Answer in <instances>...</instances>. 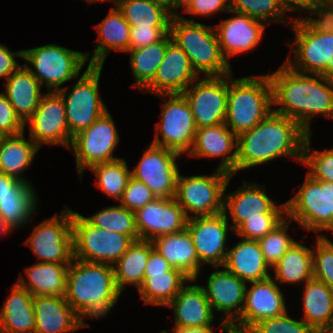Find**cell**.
Here are the masks:
<instances>
[{
	"label": "cell",
	"instance_id": "cell-1",
	"mask_svg": "<svg viewBox=\"0 0 333 333\" xmlns=\"http://www.w3.org/2000/svg\"><path fill=\"white\" fill-rule=\"evenodd\" d=\"M274 112L296 121L308 134L317 114L333 119V80L325 75L302 74L285 63L268 73Z\"/></svg>",
	"mask_w": 333,
	"mask_h": 333
},
{
	"label": "cell",
	"instance_id": "cell-2",
	"mask_svg": "<svg viewBox=\"0 0 333 333\" xmlns=\"http://www.w3.org/2000/svg\"><path fill=\"white\" fill-rule=\"evenodd\" d=\"M307 135L296 121L272 110L251 130L237 136L235 174L283 156L302 163Z\"/></svg>",
	"mask_w": 333,
	"mask_h": 333
},
{
	"label": "cell",
	"instance_id": "cell-3",
	"mask_svg": "<svg viewBox=\"0 0 333 333\" xmlns=\"http://www.w3.org/2000/svg\"><path fill=\"white\" fill-rule=\"evenodd\" d=\"M121 293L112 265L73 259L68 266L65 298L83 320L105 317Z\"/></svg>",
	"mask_w": 333,
	"mask_h": 333
},
{
	"label": "cell",
	"instance_id": "cell-4",
	"mask_svg": "<svg viewBox=\"0 0 333 333\" xmlns=\"http://www.w3.org/2000/svg\"><path fill=\"white\" fill-rule=\"evenodd\" d=\"M272 106L268 73L238 79L229 74L225 124L236 136L256 126L273 110Z\"/></svg>",
	"mask_w": 333,
	"mask_h": 333
},
{
	"label": "cell",
	"instance_id": "cell-5",
	"mask_svg": "<svg viewBox=\"0 0 333 333\" xmlns=\"http://www.w3.org/2000/svg\"><path fill=\"white\" fill-rule=\"evenodd\" d=\"M169 33L189 57L199 76H225L232 73L229 62L221 53L214 25H204L177 15L172 17Z\"/></svg>",
	"mask_w": 333,
	"mask_h": 333
},
{
	"label": "cell",
	"instance_id": "cell-6",
	"mask_svg": "<svg viewBox=\"0 0 333 333\" xmlns=\"http://www.w3.org/2000/svg\"><path fill=\"white\" fill-rule=\"evenodd\" d=\"M24 66L48 91H58L64 83L79 78L80 71L91 55L88 52L70 50L57 44H48L22 50ZM45 82V84H44Z\"/></svg>",
	"mask_w": 333,
	"mask_h": 333
},
{
	"label": "cell",
	"instance_id": "cell-7",
	"mask_svg": "<svg viewBox=\"0 0 333 333\" xmlns=\"http://www.w3.org/2000/svg\"><path fill=\"white\" fill-rule=\"evenodd\" d=\"M287 217L305 230H329L333 234V182L315 180L309 174L299 191L286 201Z\"/></svg>",
	"mask_w": 333,
	"mask_h": 333
},
{
	"label": "cell",
	"instance_id": "cell-8",
	"mask_svg": "<svg viewBox=\"0 0 333 333\" xmlns=\"http://www.w3.org/2000/svg\"><path fill=\"white\" fill-rule=\"evenodd\" d=\"M102 67L88 65L71 91L68 86L58 90L64 101L68 129L72 137L90 127L108 111L99 92Z\"/></svg>",
	"mask_w": 333,
	"mask_h": 333
},
{
	"label": "cell",
	"instance_id": "cell-9",
	"mask_svg": "<svg viewBox=\"0 0 333 333\" xmlns=\"http://www.w3.org/2000/svg\"><path fill=\"white\" fill-rule=\"evenodd\" d=\"M232 177L230 173L218 168L209 176L186 177L179 173L175 200L183 208L188 219L223 213L224 191ZM188 212L193 214L189 215Z\"/></svg>",
	"mask_w": 333,
	"mask_h": 333
},
{
	"label": "cell",
	"instance_id": "cell-10",
	"mask_svg": "<svg viewBox=\"0 0 333 333\" xmlns=\"http://www.w3.org/2000/svg\"><path fill=\"white\" fill-rule=\"evenodd\" d=\"M74 259L114 265L134 240L118 232L96 228L72 210Z\"/></svg>",
	"mask_w": 333,
	"mask_h": 333
},
{
	"label": "cell",
	"instance_id": "cell-11",
	"mask_svg": "<svg viewBox=\"0 0 333 333\" xmlns=\"http://www.w3.org/2000/svg\"><path fill=\"white\" fill-rule=\"evenodd\" d=\"M295 39L290 48L293 58L285 64L302 74L325 75L330 77L333 61V32L314 31L303 19L289 21ZM293 59V61H292Z\"/></svg>",
	"mask_w": 333,
	"mask_h": 333
},
{
	"label": "cell",
	"instance_id": "cell-12",
	"mask_svg": "<svg viewBox=\"0 0 333 333\" xmlns=\"http://www.w3.org/2000/svg\"><path fill=\"white\" fill-rule=\"evenodd\" d=\"M157 96L163 97L164 103L161 105V123H156V133L151 144L174 150L181 155L188 154L193 147L197 128L187 100L182 94Z\"/></svg>",
	"mask_w": 333,
	"mask_h": 333
},
{
	"label": "cell",
	"instance_id": "cell-13",
	"mask_svg": "<svg viewBox=\"0 0 333 333\" xmlns=\"http://www.w3.org/2000/svg\"><path fill=\"white\" fill-rule=\"evenodd\" d=\"M65 209L37 225L24 242L40 262L71 264L74 259L72 210Z\"/></svg>",
	"mask_w": 333,
	"mask_h": 333
},
{
	"label": "cell",
	"instance_id": "cell-14",
	"mask_svg": "<svg viewBox=\"0 0 333 333\" xmlns=\"http://www.w3.org/2000/svg\"><path fill=\"white\" fill-rule=\"evenodd\" d=\"M119 141L115 121L109 111L76 134L68 150L75 154L80 180L86 167L90 169L93 165L119 159L113 156Z\"/></svg>",
	"mask_w": 333,
	"mask_h": 333
},
{
	"label": "cell",
	"instance_id": "cell-15",
	"mask_svg": "<svg viewBox=\"0 0 333 333\" xmlns=\"http://www.w3.org/2000/svg\"><path fill=\"white\" fill-rule=\"evenodd\" d=\"M228 79L229 74L199 77L182 93L191 108L196 128L225 123Z\"/></svg>",
	"mask_w": 333,
	"mask_h": 333
},
{
	"label": "cell",
	"instance_id": "cell-16",
	"mask_svg": "<svg viewBox=\"0 0 333 333\" xmlns=\"http://www.w3.org/2000/svg\"><path fill=\"white\" fill-rule=\"evenodd\" d=\"M27 124L29 138L39 149L45 144L69 149L73 137L69 133L64 101L58 91L44 93L38 108L25 122V126Z\"/></svg>",
	"mask_w": 333,
	"mask_h": 333
},
{
	"label": "cell",
	"instance_id": "cell-17",
	"mask_svg": "<svg viewBox=\"0 0 333 333\" xmlns=\"http://www.w3.org/2000/svg\"><path fill=\"white\" fill-rule=\"evenodd\" d=\"M178 152L151 144L143 153L131 176L147 185L157 198H175L180 173Z\"/></svg>",
	"mask_w": 333,
	"mask_h": 333
},
{
	"label": "cell",
	"instance_id": "cell-18",
	"mask_svg": "<svg viewBox=\"0 0 333 333\" xmlns=\"http://www.w3.org/2000/svg\"><path fill=\"white\" fill-rule=\"evenodd\" d=\"M210 273L207 285L201 286L214 312H222L220 326L229 333L231 326L240 318L245 304L247 282L225 268ZM215 310V311H214ZM234 310V312H233Z\"/></svg>",
	"mask_w": 333,
	"mask_h": 333
},
{
	"label": "cell",
	"instance_id": "cell-19",
	"mask_svg": "<svg viewBox=\"0 0 333 333\" xmlns=\"http://www.w3.org/2000/svg\"><path fill=\"white\" fill-rule=\"evenodd\" d=\"M228 219L225 213L213 216H194L187 220L188 229L201 264L222 267L227 252Z\"/></svg>",
	"mask_w": 333,
	"mask_h": 333
},
{
	"label": "cell",
	"instance_id": "cell-20",
	"mask_svg": "<svg viewBox=\"0 0 333 333\" xmlns=\"http://www.w3.org/2000/svg\"><path fill=\"white\" fill-rule=\"evenodd\" d=\"M246 288L245 304L240 318L231 328L249 331L263 319L278 317L287 312L286 302L281 288L272 276L249 282Z\"/></svg>",
	"mask_w": 333,
	"mask_h": 333
},
{
	"label": "cell",
	"instance_id": "cell-21",
	"mask_svg": "<svg viewBox=\"0 0 333 333\" xmlns=\"http://www.w3.org/2000/svg\"><path fill=\"white\" fill-rule=\"evenodd\" d=\"M134 213L139 238L149 241L183 231L188 220L175 198H156Z\"/></svg>",
	"mask_w": 333,
	"mask_h": 333
},
{
	"label": "cell",
	"instance_id": "cell-22",
	"mask_svg": "<svg viewBox=\"0 0 333 333\" xmlns=\"http://www.w3.org/2000/svg\"><path fill=\"white\" fill-rule=\"evenodd\" d=\"M199 77L189 57L172 40L167 45L155 77L143 91L156 95L182 94Z\"/></svg>",
	"mask_w": 333,
	"mask_h": 333
},
{
	"label": "cell",
	"instance_id": "cell-23",
	"mask_svg": "<svg viewBox=\"0 0 333 333\" xmlns=\"http://www.w3.org/2000/svg\"><path fill=\"white\" fill-rule=\"evenodd\" d=\"M264 187L244 180L237 191L231 194H225L224 191L223 212L227 219L231 218L233 221V225L229 226L232 234L248 218L262 217V213H287L286 202L276 205L275 201L268 197ZM227 211L230 213L229 217Z\"/></svg>",
	"mask_w": 333,
	"mask_h": 333
},
{
	"label": "cell",
	"instance_id": "cell-24",
	"mask_svg": "<svg viewBox=\"0 0 333 333\" xmlns=\"http://www.w3.org/2000/svg\"><path fill=\"white\" fill-rule=\"evenodd\" d=\"M235 16L214 26L220 50L228 62L233 55L247 53L258 46L262 40L265 23L248 15L229 11Z\"/></svg>",
	"mask_w": 333,
	"mask_h": 333
},
{
	"label": "cell",
	"instance_id": "cell-25",
	"mask_svg": "<svg viewBox=\"0 0 333 333\" xmlns=\"http://www.w3.org/2000/svg\"><path fill=\"white\" fill-rule=\"evenodd\" d=\"M187 155L203 158L222 157L218 169L234 176L237 162V136L225 123L197 128L193 147Z\"/></svg>",
	"mask_w": 333,
	"mask_h": 333
},
{
	"label": "cell",
	"instance_id": "cell-26",
	"mask_svg": "<svg viewBox=\"0 0 333 333\" xmlns=\"http://www.w3.org/2000/svg\"><path fill=\"white\" fill-rule=\"evenodd\" d=\"M34 333H70L88 327L73 310L65 296L39 295L33 297Z\"/></svg>",
	"mask_w": 333,
	"mask_h": 333
},
{
	"label": "cell",
	"instance_id": "cell-27",
	"mask_svg": "<svg viewBox=\"0 0 333 333\" xmlns=\"http://www.w3.org/2000/svg\"><path fill=\"white\" fill-rule=\"evenodd\" d=\"M166 307L174 310L173 328L211 326L215 317L203 288L198 284L184 285Z\"/></svg>",
	"mask_w": 333,
	"mask_h": 333
},
{
	"label": "cell",
	"instance_id": "cell-28",
	"mask_svg": "<svg viewBox=\"0 0 333 333\" xmlns=\"http://www.w3.org/2000/svg\"><path fill=\"white\" fill-rule=\"evenodd\" d=\"M156 249L176 269L195 281L202 264L197 256L192 237L187 228L181 232L162 235L152 240Z\"/></svg>",
	"mask_w": 333,
	"mask_h": 333
},
{
	"label": "cell",
	"instance_id": "cell-29",
	"mask_svg": "<svg viewBox=\"0 0 333 333\" xmlns=\"http://www.w3.org/2000/svg\"><path fill=\"white\" fill-rule=\"evenodd\" d=\"M223 268L249 283L264 280L271 275L258 241L243 239L227 250Z\"/></svg>",
	"mask_w": 333,
	"mask_h": 333
},
{
	"label": "cell",
	"instance_id": "cell-30",
	"mask_svg": "<svg viewBox=\"0 0 333 333\" xmlns=\"http://www.w3.org/2000/svg\"><path fill=\"white\" fill-rule=\"evenodd\" d=\"M95 28L98 42L88 65L103 66L112 49L118 52L129 50L131 27L115 5Z\"/></svg>",
	"mask_w": 333,
	"mask_h": 333
},
{
	"label": "cell",
	"instance_id": "cell-31",
	"mask_svg": "<svg viewBox=\"0 0 333 333\" xmlns=\"http://www.w3.org/2000/svg\"><path fill=\"white\" fill-rule=\"evenodd\" d=\"M41 89L40 82L24 65L5 80V94L24 124L38 108L44 95Z\"/></svg>",
	"mask_w": 333,
	"mask_h": 333
},
{
	"label": "cell",
	"instance_id": "cell-32",
	"mask_svg": "<svg viewBox=\"0 0 333 333\" xmlns=\"http://www.w3.org/2000/svg\"><path fill=\"white\" fill-rule=\"evenodd\" d=\"M33 295L18 282L4 301L0 311L1 333H34Z\"/></svg>",
	"mask_w": 333,
	"mask_h": 333
},
{
	"label": "cell",
	"instance_id": "cell-33",
	"mask_svg": "<svg viewBox=\"0 0 333 333\" xmlns=\"http://www.w3.org/2000/svg\"><path fill=\"white\" fill-rule=\"evenodd\" d=\"M69 265L38 261L25 269L29 281L26 282L23 275H19L17 282L33 296L64 297L66 295L67 269Z\"/></svg>",
	"mask_w": 333,
	"mask_h": 333
},
{
	"label": "cell",
	"instance_id": "cell-34",
	"mask_svg": "<svg viewBox=\"0 0 333 333\" xmlns=\"http://www.w3.org/2000/svg\"><path fill=\"white\" fill-rule=\"evenodd\" d=\"M304 287L303 321L318 333L333 321V289L314 278Z\"/></svg>",
	"mask_w": 333,
	"mask_h": 333
},
{
	"label": "cell",
	"instance_id": "cell-35",
	"mask_svg": "<svg viewBox=\"0 0 333 333\" xmlns=\"http://www.w3.org/2000/svg\"><path fill=\"white\" fill-rule=\"evenodd\" d=\"M195 282L181 270L172 268L170 271L158 274H144L143 284L138 292L144 304L167 306L180 292L184 283Z\"/></svg>",
	"mask_w": 333,
	"mask_h": 333
},
{
	"label": "cell",
	"instance_id": "cell-36",
	"mask_svg": "<svg viewBox=\"0 0 333 333\" xmlns=\"http://www.w3.org/2000/svg\"><path fill=\"white\" fill-rule=\"evenodd\" d=\"M28 140L24 132L4 137L0 142V173L30 182L23 171L31 165L39 148L30 138Z\"/></svg>",
	"mask_w": 333,
	"mask_h": 333
},
{
	"label": "cell",
	"instance_id": "cell-37",
	"mask_svg": "<svg viewBox=\"0 0 333 333\" xmlns=\"http://www.w3.org/2000/svg\"><path fill=\"white\" fill-rule=\"evenodd\" d=\"M153 249L152 241L135 240L113 265L115 281L121 292L125 285H135L139 289L143 284L145 267Z\"/></svg>",
	"mask_w": 333,
	"mask_h": 333
},
{
	"label": "cell",
	"instance_id": "cell-38",
	"mask_svg": "<svg viewBox=\"0 0 333 333\" xmlns=\"http://www.w3.org/2000/svg\"><path fill=\"white\" fill-rule=\"evenodd\" d=\"M271 269L276 282L305 284L313 278L312 249L295 242Z\"/></svg>",
	"mask_w": 333,
	"mask_h": 333
},
{
	"label": "cell",
	"instance_id": "cell-39",
	"mask_svg": "<svg viewBox=\"0 0 333 333\" xmlns=\"http://www.w3.org/2000/svg\"><path fill=\"white\" fill-rule=\"evenodd\" d=\"M25 182L13 195L0 197V217L13 231L22 228L37 211V194L35 188Z\"/></svg>",
	"mask_w": 333,
	"mask_h": 333
},
{
	"label": "cell",
	"instance_id": "cell-40",
	"mask_svg": "<svg viewBox=\"0 0 333 333\" xmlns=\"http://www.w3.org/2000/svg\"><path fill=\"white\" fill-rule=\"evenodd\" d=\"M172 41L168 33L161 41L136 49H129L130 68L132 69L135 83L133 87L143 90L155 77L157 69L162 62L167 45Z\"/></svg>",
	"mask_w": 333,
	"mask_h": 333
},
{
	"label": "cell",
	"instance_id": "cell-41",
	"mask_svg": "<svg viewBox=\"0 0 333 333\" xmlns=\"http://www.w3.org/2000/svg\"><path fill=\"white\" fill-rule=\"evenodd\" d=\"M130 27H170L173 15L163 6L150 0H115Z\"/></svg>",
	"mask_w": 333,
	"mask_h": 333
},
{
	"label": "cell",
	"instance_id": "cell-42",
	"mask_svg": "<svg viewBox=\"0 0 333 333\" xmlns=\"http://www.w3.org/2000/svg\"><path fill=\"white\" fill-rule=\"evenodd\" d=\"M90 170L96 175L95 185L108 197L120 201L130 180L131 169L125 158L93 165Z\"/></svg>",
	"mask_w": 333,
	"mask_h": 333
},
{
	"label": "cell",
	"instance_id": "cell-43",
	"mask_svg": "<svg viewBox=\"0 0 333 333\" xmlns=\"http://www.w3.org/2000/svg\"><path fill=\"white\" fill-rule=\"evenodd\" d=\"M84 218L94 227L118 232L130 236L134 241L139 240L136 227L135 213L121 204L106 207L90 217Z\"/></svg>",
	"mask_w": 333,
	"mask_h": 333
},
{
	"label": "cell",
	"instance_id": "cell-44",
	"mask_svg": "<svg viewBox=\"0 0 333 333\" xmlns=\"http://www.w3.org/2000/svg\"><path fill=\"white\" fill-rule=\"evenodd\" d=\"M230 11L248 15L265 24L279 22L289 25L280 0H229Z\"/></svg>",
	"mask_w": 333,
	"mask_h": 333
},
{
	"label": "cell",
	"instance_id": "cell-45",
	"mask_svg": "<svg viewBox=\"0 0 333 333\" xmlns=\"http://www.w3.org/2000/svg\"><path fill=\"white\" fill-rule=\"evenodd\" d=\"M291 219L286 217L270 233L265 235L258 242L266 263L272 268L287 252V250L296 242L288 233Z\"/></svg>",
	"mask_w": 333,
	"mask_h": 333
},
{
	"label": "cell",
	"instance_id": "cell-46",
	"mask_svg": "<svg viewBox=\"0 0 333 333\" xmlns=\"http://www.w3.org/2000/svg\"><path fill=\"white\" fill-rule=\"evenodd\" d=\"M316 237V248H312L313 278L333 289V242L323 234Z\"/></svg>",
	"mask_w": 333,
	"mask_h": 333
},
{
	"label": "cell",
	"instance_id": "cell-47",
	"mask_svg": "<svg viewBox=\"0 0 333 333\" xmlns=\"http://www.w3.org/2000/svg\"><path fill=\"white\" fill-rule=\"evenodd\" d=\"M308 134L303 146L302 164L309 167V174L315 180L333 182V148L323 151L310 150V138Z\"/></svg>",
	"mask_w": 333,
	"mask_h": 333
},
{
	"label": "cell",
	"instance_id": "cell-48",
	"mask_svg": "<svg viewBox=\"0 0 333 333\" xmlns=\"http://www.w3.org/2000/svg\"><path fill=\"white\" fill-rule=\"evenodd\" d=\"M286 217L287 213H262V217L248 218L242 222L233 235L239 236L240 239L259 241Z\"/></svg>",
	"mask_w": 333,
	"mask_h": 333
},
{
	"label": "cell",
	"instance_id": "cell-49",
	"mask_svg": "<svg viewBox=\"0 0 333 333\" xmlns=\"http://www.w3.org/2000/svg\"><path fill=\"white\" fill-rule=\"evenodd\" d=\"M288 312L283 315L263 319L256 323L249 333H316L303 320L298 321L289 317Z\"/></svg>",
	"mask_w": 333,
	"mask_h": 333
},
{
	"label": "cell",
	"instance_id": "cell-50",
	"mask_svg": "<svg viewBox=\"0 0 333 333\" xmlns=\"http://www.w3.org/2000/svg\"><path fill=\"white\" fill-rule=\"evenodd\" d=\"M156 198L155 194L147 185L131 177L124 190L120 203L123 207L135 212Z\"/></svg>",
	"mask_w": 333,
	"mask_h": 333
},
{
	"label": "cell",
	"instance_id": "cell-51",
	"mask_svg": "<svg viewBox=\"0 0 333 333\" xmlns=\"http://www.w3.org/2000/svg\"><path fill=\"white\" fill-rule=\"evenodd\" d=\"M25 124L16 114L5 92L0 93V131L9 135H18L25 132Z\"/></svg>",
	"mask_w": 333,
	"mask_h": 333
},
{
	"label": "cell",
	"instance_id": "cell-52",
	"mask_svg": "<svg viewBox=\"0 0 333 333\" xmlns=\"http://www.w3.org/2000/svg\"><path fill=\"white\" fill-rule=\"evenodd\" d=\"M170 32V27H139L130 30L129 49L148 46L161 41Z\"/></svg>",
	"mask_w": 333,
	"mask_h": 333
},
{
	"label": "cell",
	"instance_id": "cell-53",
	"mask_svg": "<svg viewBox=\"0 0 333 333\" xmlns=\"http://www.w3.org/2000/svg\"><path fill=\"white\" fill-rule=\"evenodd\" d=\"M312 15H317L319 19H314L311 16L307 17H292V21L303 19L314 31L333 32V4L320 2L310 12Z\"/></svg>",
	"mask_w": 333,
	"mask_h": 333
},
{
	"label": "cell",
	"instance_id": "cell-54",
	"mask_svg": "<svg viewBox=\"0 0 333 333\" xmlns=\"http://www.w3.org/2000/svg\"><path fill=\"white\" fill-rule=\"evenodd\" d=\"M229 12V0H193L183 12L197 16H211L218 12Z\"/></svg>",
	"mask_w": 333,
	"mask_h": 333
},
{
	"label": "cell",
	"instance_id": "cell-55",
	"mask_svg": "<svg viewBox=\"0 0 333 333\" xmlns=\"http://www.w3.org/2000/svg\"><path fill=\"white\" fill-rule=\"evenodd\" d=\"M15 57H23V51L12 52L7 46L0 43V78L5 80L15 72L21 65Z\"/></svg>",
	"mask_w": 333,
	"mask_h": 333
},
{
	"label": "cell",
	"instance_id": "cell-56",
	"mask_svg": "<svg viewBox=\"0 0 333 333\" xmlns=\"http://www.w3.org/2000/svg\"><path fill=\"white\" fill-rule=\"evenodd\" d=\"M173 267L169 262L156 250L150 252L148 263L145 267L144 274H158L170 271Z\"/></svg>",
	"mask_w": 333,
	"mask_h": 333
},
{
	"label": "cell",
	"instance_id": "cell-57",
	"mask_svg": "<svg viewBox=\"0 0 333 333\" xmlns=\"http://www.w3.org/2000/svg\"><path fill=\"white\" fill-rule=\"evenodd\" d=\"M284 11L287 12H302L310 13L313 8L321 2V0H280Z\"/></svg>",
	"mask_w": 333,
	"mask_h": 333
},
{
	"label": "cell",
	"instance_id": "cell-58",
	"mask_svg": "<svg viewBox=\"0 0 333 333\" xmlns=\"http://www.w3.org/2000/svg\"><path fill=\"white\" fill-rule=\"evenodd\" d=\"M25 182L0 173V197L4 195H13Z\"/></svg>",
	"mask_w": 333,
	"mask_h": 333
},
{
	"label": "cell",
	"instance_id": "cell-59",
	"mask_svg": "<svg viewBox=\"0 0 333 333\" xmlns=\"http://www.w3.org/2000/svg\"><path fill=\"white\" fill-rule=\"evenodd\" d=\"M169 333L167 330H162ZM173 333H215L211 326L207 327H194V328H173Z\"/></svg>",
	"mask_w": 333,
	"mask_h": 333
},
{
	"label": "cell",
	"instance_id": "cell-60",
	"mask_svg": "<svg viewBox=\"0 0 333 333\" xmlns=\"http://www.w3.org/2000/svg\"><path fill=\"white\" fill-rule=\"evenodd\" d=\"M193 0H173V16L179 15L177 13L180 7H183L184 10L191 4Z\"/></svg>",
	"mask_w": 333,
	"mask_h": 333
},
{
	"label": "cell",
	"instance_id": "cell-61",
	"mask_svg": "<svg viewBox=\"0 0 333 333\" xmlns=\"http://www.w3.org/2000/svg\"><path fill=\"white\" fill-rule=\"evenodd\" d=\"M168 9L173 15V0H150Z\"/></svg>",
	"mask_w": 333,
	"mask_h": 333
},
{
	"label": "cell",
	"instance_id": "cell-62",
	"mask_svg": "<svg viewBox=\"0 0 333 333\" xmlns=\"http://www.w3.org/2000/svg\"><path fill=\"white\" fill-rule=\"evenodd\" d=\"M12 231L2 220L0 217V235L3 233L4 235H7L8 232Z\"/></svg>",
	"mask_w": 333,
	"mask_h": 333
},
{
	"label": "cell",
	"instance_id": "cell-63",
	"mask_svg": "<svg viewBox=\"0 0 333 333\" xmlns=\"http://www.w3.org/2000/svg\"><path fill=\"white\" fill-rule=\"evenodd\" d=\"M318 333H333V321L325 328L321 329Z\"/></svg>",
	"mask_w": 333,
	"mask_h": 333
},
{
	"label": "cell",
	"instance_id": "cell-64",
	"mask_svg": "<svg viewBox=\"0 0 333 333\" xmlns=\"http://www.w3.org/2000/svg\"><path fill=\"white\" fill-rule=\"evenodd\" d=\"M229 333H249V332L248 331L236 330V329L231 328L229 330Z\"/></svg>",
	"mask_w": 333,
	"mask_h": 333
},
{
	"label": "cell",
	"instance_id": "cell-65",
	"mask_svg": "<svg viewBox=\"0 0 333 333\" xmlns=\"http://www.w3.org/2000/svg\"><path fill=\"white\" fill-rule=\"evenodd\" d=\"M86 1H88V3H94V2H98V1H100V2H103V1L114 2L115 0H86Z\"/></svg>",
	"mask_w": 333,
	"mask_h": 333
},
{
	"label": "cell",
	"instance_id": "cell-66",
	"mask_svg": "<svg viewBox=\"0 0 333 333\" xmlns=\"http://www.w3.org/2000/svg\"><path fill=\"white\" fill-rule=\"evenodd\" d=\"M330 78L333 80V61H332V68L330 69Z\"/></svg>",
	"mask_w": 333,
	"mask_h": 333
},
{
	"label": "cell",
	"instance_id": "cell-67",
	"mask_svg": "<svg viewBox=\"0 0 333 333\" xmlns=\"http://www.w3.org/2000/svg\"><path fill=\"white\" fill-rule=\"evenodd\" d=\"M4 137H5V134L0 131V142L4 139Z\"/></svg>",
	"mask_w": 333,
	"mask_h": 333
},
{
	"label": "cell",
	"instance_id": "cell-68",
	"mask_svg": "<svg viewBox=\"0 0 333 333\" xmlns=\"http://www.w3.org/2000/svg\"><path fill=\"white\" fill-rule=\"evenodd\" d=\"M322 2L333 4V0H321Z\"/></svg>",
	"mask_w": 333,
	"mask_h": 333
}]
</instances>
